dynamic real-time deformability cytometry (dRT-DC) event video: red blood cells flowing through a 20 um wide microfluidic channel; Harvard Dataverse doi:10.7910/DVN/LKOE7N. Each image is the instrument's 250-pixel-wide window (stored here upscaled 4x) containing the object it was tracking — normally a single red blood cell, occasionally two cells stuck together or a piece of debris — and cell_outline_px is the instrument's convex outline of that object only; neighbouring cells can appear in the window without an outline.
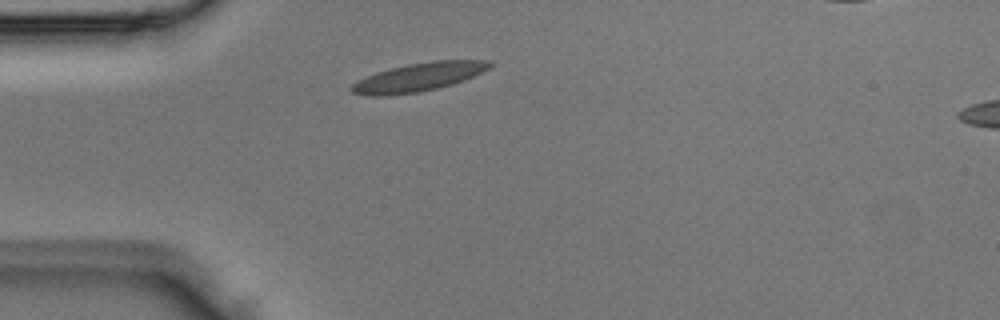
{"species": "Egyptian fruit bat (a non-hibernating species)", "species_latin": "Rousettus aegyptiacus", "temperature_condition": "room temperature", "stored_images_in_passage": 4, "segment_of_instrument_passage": [1, 2], "camera_frame_rate_fps": 3000, "um_per_image_px": 0.085, "animal": {"sex": "male"}, "frame": {"image": 1, "passage_image": 3, "time_ms": 0.667, "image_size_px": [1000, 320], "cell_outline_px": [[492, 64], [488, 68], [464, 80], [452, 84], [436, 88], [416, 92], [380, 96], [368, 96], [352, 92], [348, 88], [352, 84], [376, 72], [408, 64], [432, 60], [492, 60]], "centroid_in_image_um": [35.57, 6.54], "position_along_channel_um": 49.4, "area_um2": 22.54}}